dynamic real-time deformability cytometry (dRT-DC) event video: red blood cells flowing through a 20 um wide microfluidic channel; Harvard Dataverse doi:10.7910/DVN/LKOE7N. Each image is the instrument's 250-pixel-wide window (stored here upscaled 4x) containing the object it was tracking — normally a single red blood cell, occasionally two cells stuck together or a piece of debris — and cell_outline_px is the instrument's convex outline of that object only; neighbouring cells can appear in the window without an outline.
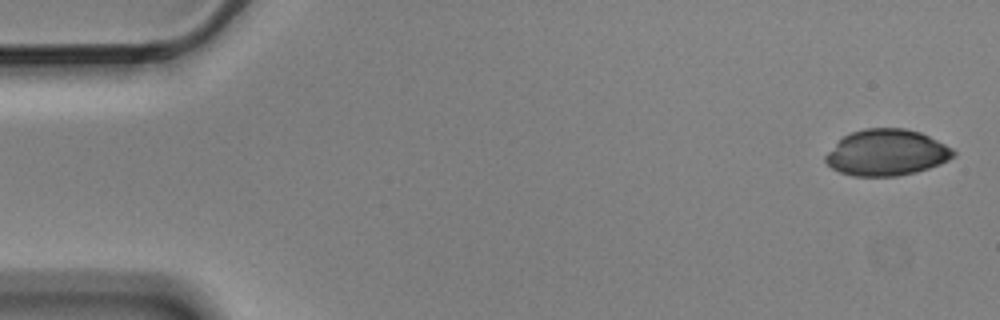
{"species": "Egyptian fruit bat (a non-hibernating species)", "species_latin": "Rousettus aegyptiacus", "temperature_condition": "cold", "stored_images_in_passage": 5, "camera_frame_rate_fps": 3000, "um_per_image_px": 0.085, "animal": {"sex": "male"}, "frame": {"image": 1, "passage_image": 1, "time_ms": 0.0, "image_size_px": [1000, 320], "cell_outline_px": [[956, 156], [940, 164], [916, 172], [896, 176], [852, 176], [840, 172], [832, 168], [824, 160], [824, 156], [844, 136], [852, 132], [864, 128], [904, 128], [920, 132], [952, 148], [956, 152]], "centroid_in_image_um": [75.37, 12.97], "position_along_channel_um": 9.6, "area_um2": 34.28}}
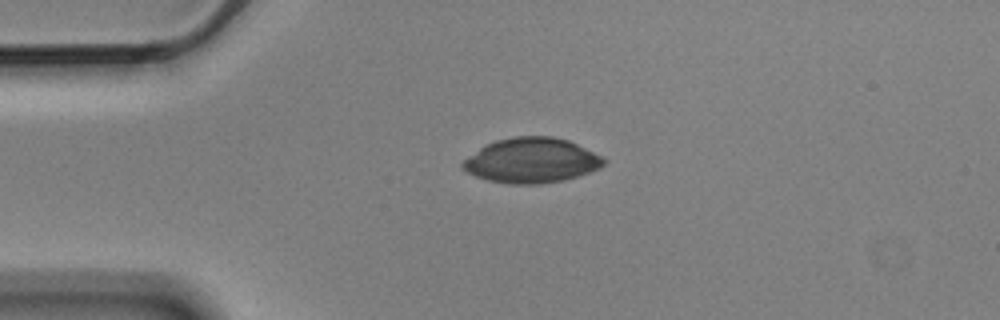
{"frame": {"image": 2, "passage_image": 4, "time_ms": 1.0, "image_size_px": [1000, 320], "cell_outline_px": [[608, 160], [600, 168], [564, 180], [540, 184], [508, 184], [488, 180], [476, 176], [460, 168], [460, 164], [468, 156], [484, 144], [496, 140], [516, 136], [552, 136], [568, 140]], "centroid_in_image_um": [45.14, 13.64], "position_along_channel_um": 39.9, "area_um2": 36.93}}